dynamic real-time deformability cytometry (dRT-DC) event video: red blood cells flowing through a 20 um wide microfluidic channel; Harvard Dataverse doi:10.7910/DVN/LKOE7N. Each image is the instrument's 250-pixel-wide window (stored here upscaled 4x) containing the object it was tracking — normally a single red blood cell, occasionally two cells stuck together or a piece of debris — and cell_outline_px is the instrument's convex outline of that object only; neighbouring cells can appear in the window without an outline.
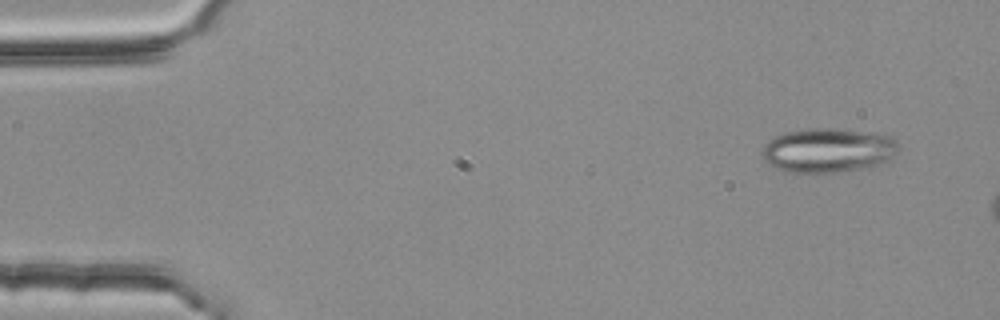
{"species": "common noctule bat (a hibernating species)", "species_latin": "Nyctalus noctula", "temperature_condition": "room temperature", "stored_images_in_passage": 3, "camera_frame_rate_fps": 3000, "um_per_image_px": 0.085, "animal": {"sex": "female", "body_mass_g": 25.1}, "frame": {"image": 1, "passage_image": 1, "time_ms": 0.0, "image_size_px": [1000, 320], "cell_outline_px": [[900, 148], [888, 164], [872, 168], [836, 172], [788, 172], [776, 168], [768, 164], [764, 160], [760, 152], [764, 144], [776, 136], [788, 132], [808, 128], [832, 128], [872, 132], [888, 136], [896, 140], [900, 144]], "centroid_in_image_um": [70.46, 12.79], "position_along_channel_um": 14.5, "area_um2": 35.95}}